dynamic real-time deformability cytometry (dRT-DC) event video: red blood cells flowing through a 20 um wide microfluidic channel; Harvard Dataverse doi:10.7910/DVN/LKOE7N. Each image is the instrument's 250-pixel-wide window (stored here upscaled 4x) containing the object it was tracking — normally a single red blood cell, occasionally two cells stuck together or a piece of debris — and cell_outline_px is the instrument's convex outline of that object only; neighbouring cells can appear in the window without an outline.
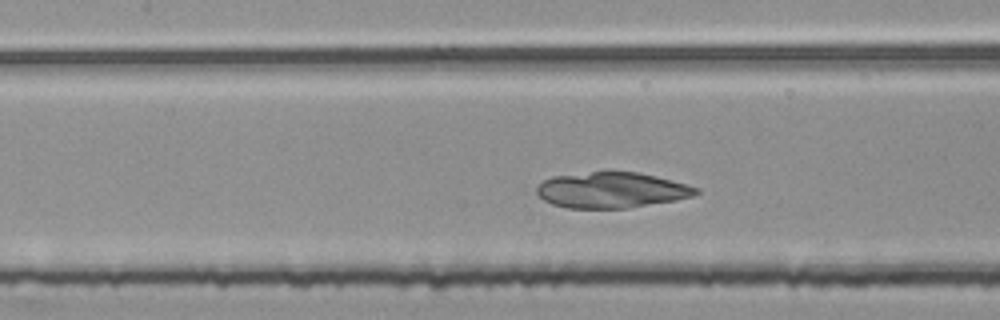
{"species": "common noctule bat (a hibernating species)", "species_latin": "Nyctalus noctula", "temperature_condition": "room temperature", "stored_images_in_passage": 38, "camera_frame_rate_fps": 3000, "um_per_image_px": 0.085, "animal": {"sex": "female", "body_mass_g": 25.1}, "frame": {"image": 1, "passage_image": 16, "time_ms": 5.0, "image_size_px": [1000, 320], "cell_outline_px": [[700, 192], [692, 196], [676, 200], [628, 208], [568, 208], [552, 204], [544, 200], [536, 192], [536, 188], [544, 180], [552, 176], [604, 168], [640, 172], [656, 176], [700, 188]], "centroid_in_image_um": [51.96, 16.11], "position_along_channel_um": 155.4, "area_um2": 34.1}}
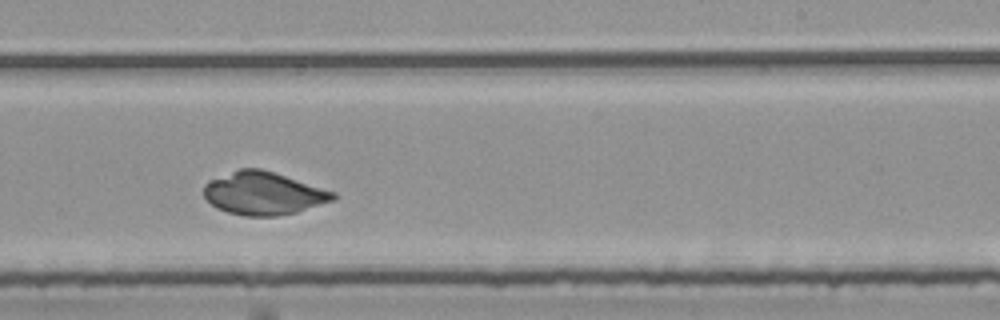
{"frame": {"image": 2, "passage_image": 25, "time_ms": 8.0, "image_size_px": [1000, 320], "cell_outline_px": [[336, 200], [296, 212], [276, 216], [244, 216], [228, 212], [216, 208], [204, 196], [204, 184], [212, 180], [240, 168], [260, 168], [336, 192]], "centroid_in_image_um": [22.42, 16.45], "position_along_channel_um": 266.6, "area_um2": 32.02}}
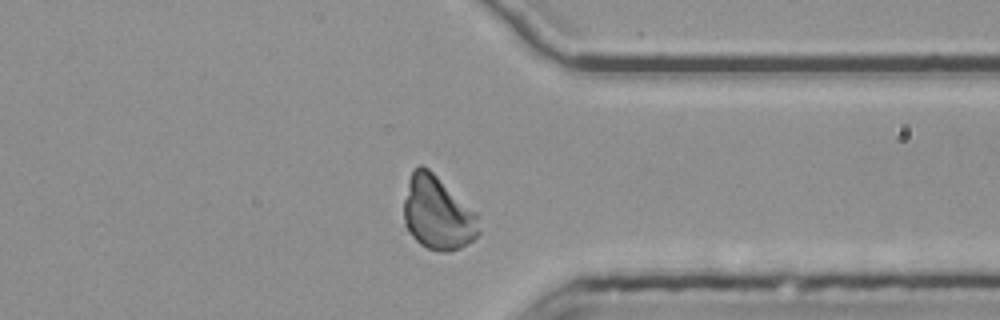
{"frame": {"image": 3, "passage_image": 34, "time_ms": 11.0, "image_size_px": [1000, 320], "cell_outline_px": [[480, 232], [472, 240], [460, 248], [448, 252], [440, 252], [428, 248], [420, 244], [412, 236], [404, 220], [404, 200], [408, 180], [412, 168], [420, 164], [428, 168], [476, 212], [480, 216]], "centroid_in_image_um": [37.2, 18.11], "position_along_channel_um": 374.2, "area_um2": 32.19}}